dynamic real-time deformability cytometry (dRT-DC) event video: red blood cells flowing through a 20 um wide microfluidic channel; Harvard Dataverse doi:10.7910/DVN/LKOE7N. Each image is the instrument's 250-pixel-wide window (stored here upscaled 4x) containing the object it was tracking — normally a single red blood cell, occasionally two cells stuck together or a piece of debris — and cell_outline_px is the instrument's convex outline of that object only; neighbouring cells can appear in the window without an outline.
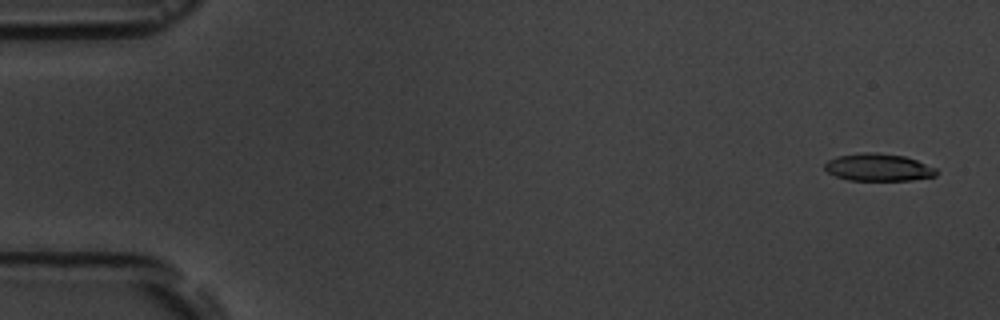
{"species": "common noctule bat (a hibernating species)", "species_latin": "Nyctalus noctula", "temperature_condition": "room temperature", "stored_images_in_passage": 5, "segment_of_instrument_passage": [1, 2], "camera_frame_rate_fps": 3000, "um_per_image_px": 0.085, "animal": {"sex": "male", "body_mass_g": 19.5, "forearm_length_mm": 54.6}, "frame": {"image": 1, "passage_image": 1, "time_ms": 0.0, "image_size_px": [1000, 320], "cell_outline_px": [[936, 176], [912, 180], [848, 180], [836, 176], [828, 172], [824, 168], [824, 164], [828, 160], [836, 156], [860, 152], [876, 152], [904, 156], [916, 160], [936, 168]], "centroid_in_image_um": [74.63, 14.22], "position_along_channel_um": 10.4, "area_um2": 17.86}}